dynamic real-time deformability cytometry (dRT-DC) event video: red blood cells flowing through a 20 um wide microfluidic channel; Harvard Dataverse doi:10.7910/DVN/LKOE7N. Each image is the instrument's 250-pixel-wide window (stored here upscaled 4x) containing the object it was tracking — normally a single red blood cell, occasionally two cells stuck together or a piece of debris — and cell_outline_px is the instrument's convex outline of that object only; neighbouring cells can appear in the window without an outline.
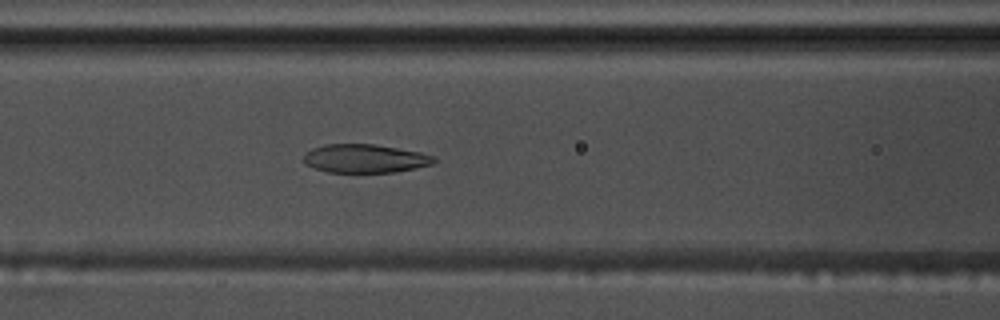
{"species": "common noctule bat (a hibernating species)", "species_latin": "Nyctalus noctula", "temperature_condition": "warm", "stored_images_in_passage": 51, "camera_frame_rate_fps": 3000, "um_per_image_px": 0.085, "animal": {"sex": "male", "body_mass_g": 17.5, "forearm_length_mm": 52.3}, "frame": {"image": 1, "passage_image": 24, "time_ms": 7.667, "image_size_px": [1000, 320], "cell_outline_px": [[436, 160], [432, 164], [416, 168], [396, 172], [328, 172], [304, 164], [304, 156], [312, 148], [324, 144], [376, 144], [420, 152], [432, 156]], "centroid_in_image_um": [31.02, 13.47], "position_along_channel_um": 135.6, "area_um2": 21.56}}
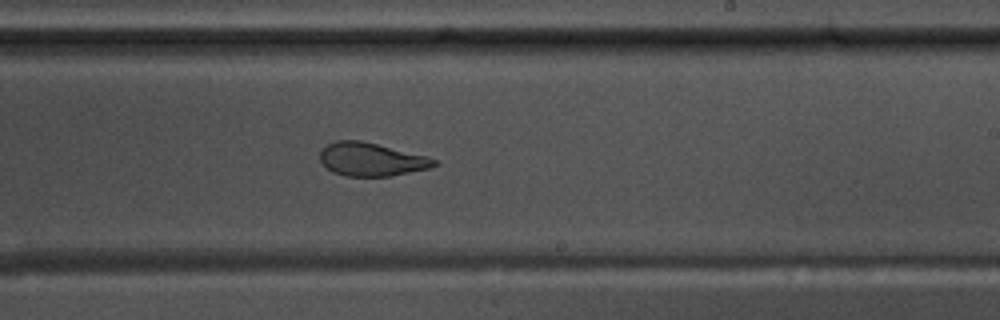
{"frame": {"image": 2, "passage_image": 34, "time_ms": 11.0, "image_size_px": [1000, 320], "cell_outline_px": [[436, 164], [428, 168], [392, 176], [348, 176], [332, 172], [320, 160], [320, 152], [328, 144], [336, 140], [360, 140], [424, 156], [436, 160]], "centroid_in_image_um": [31.51, 13.55], "position_along_channel_um": 257.5, "area_um2": 21.62}}
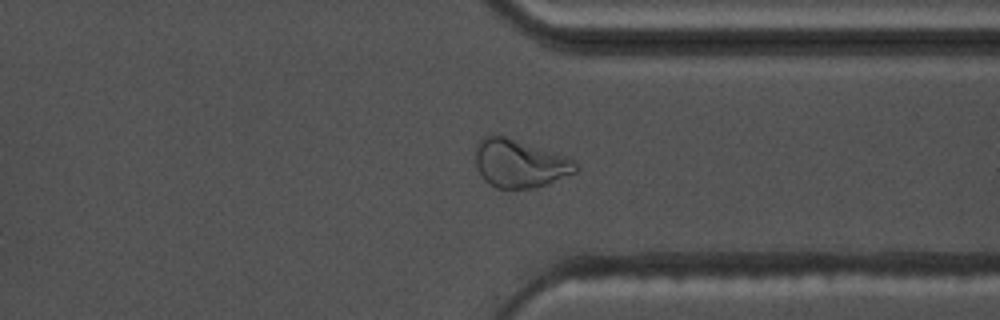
{"frame": {"image": 3, "passage_image": 43, "time_ms": 14.0, "image_size_px": [1000, 320], "cell_outline_px": [[580, 168], [576, 172], [548, 184], [532, 188], [496, 188], [488, 184], [484, 180], [476, 168], [476, 144], [484, 136], [496, 132], [564, 156], [572, 160]], "centroid_in_image_um": [44.13, 13.88], "position_along_channel_um": 367.3, "area_um2": 28.32}, "authors_computed_cell_mechanics": {"area_um2": 23.8714, "velocity_mm_per_s": 3.6679, "shape_relaxation_time_tau1_ms": 7.2222, "shape_relaxation_time_tau2_ms": 1.8967, "deformation_change_tau1": 0.2278, "deformation_change_tau2": 0.0768}}